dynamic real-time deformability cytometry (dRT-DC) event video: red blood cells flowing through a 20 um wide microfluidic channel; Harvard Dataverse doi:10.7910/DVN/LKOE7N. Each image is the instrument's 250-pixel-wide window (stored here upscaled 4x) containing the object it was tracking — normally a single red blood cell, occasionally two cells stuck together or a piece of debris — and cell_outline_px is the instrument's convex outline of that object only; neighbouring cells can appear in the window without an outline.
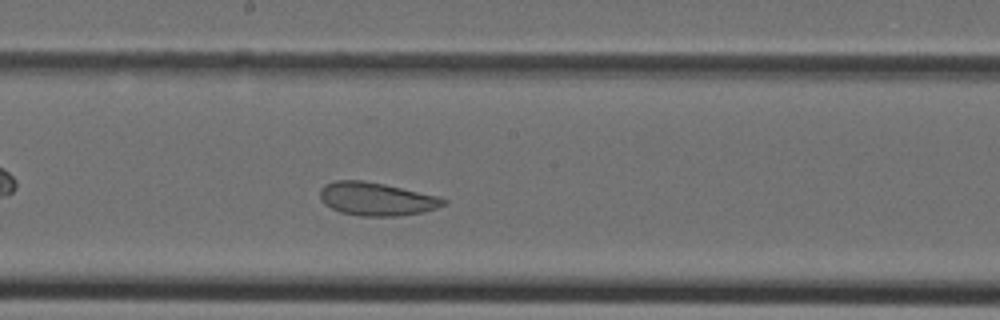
{"species": "Egyptian fruit bat (a non-hibernating species)", "species_latin": "Rousettus aegyptiacus", "temperature_condition": "cold", "stored_images_in_passage": 32, "camera_frame_rate_fps": 3000, "um_per_image_px": 0.085, "animal": {"sex": "female"}, "frame": {"image": 1, "passage_image": 14, "time_ms": 4.333, "image_size_px": [1000, 320], "cell_outline_px": [[448, 200], [444, 204], [436, 208], [424, 212], [396, 216], [360, 216], [340, 212], [324, 204], [320, 200], [320, 188], [324, 184], [336, 180], [364, 180], [384, 184], [440, 196]], "centroid_in_image_um": [31.99, 16.91], "position_along_channel_um": 216.2, "area_um2": 24.04}}
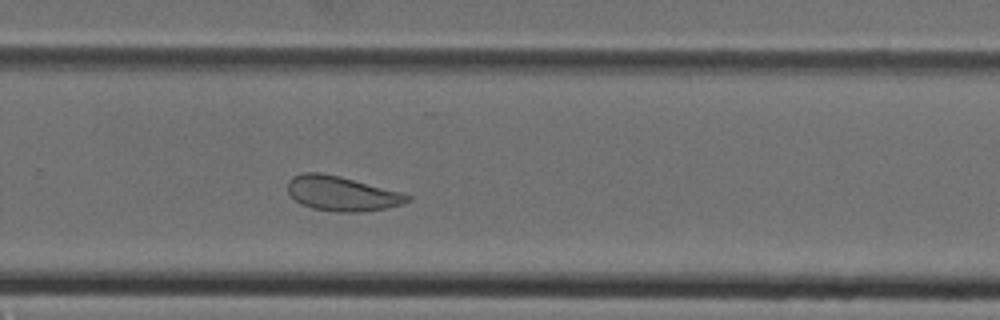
{"frame": {"image": 2, "passage_image": 19, "time_ms": 6.0, "image_size_px": [1000, 320], "cell_outline_px": [[412, 200], [388, 208], [360, 212], [336, 212], [312, 208], [300, 204], [288, 192], [288, 180], [292, 176], [304, 172], [320, 172], [340, 176], [400, 192], [412, 196]], "centroid_in_image_um": [29.04, 16.45], "position_along_channel_um": 300.8, "area_um2": 24.22}}